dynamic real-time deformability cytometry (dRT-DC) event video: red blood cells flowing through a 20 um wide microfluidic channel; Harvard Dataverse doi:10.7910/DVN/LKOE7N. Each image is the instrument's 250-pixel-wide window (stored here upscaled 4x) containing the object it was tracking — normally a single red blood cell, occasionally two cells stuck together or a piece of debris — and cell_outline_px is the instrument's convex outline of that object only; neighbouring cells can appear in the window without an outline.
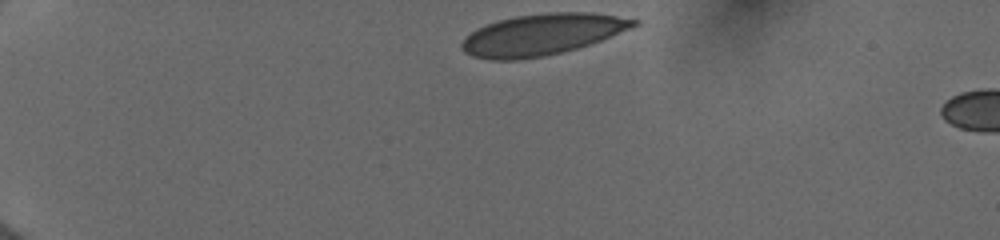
{"species": "human", "species_latin": "Homo sapiens", "temperature_condition": "cold", "stored_images_in_passage": 6, "camera_frame_rate_fps": 3000, "um_per_image_px": 0.085, "donor": {"sex": "female"}, "frame": {"image": 1, "passage_image": 1, "time_ms": 0.0, "image_size_px": [1000, 240], "cell_outline_px": [[640, 24], [632, 28], [600, 40], [576, 48], [544, 56], [520, 60], [492, 60], [472, 56], [464, 52], [460, 48], [460, 44], [464, 36], [476, 28], [500, 20], [516, 16], [548, 12], [592, 12], [640, 20]], "centroid_in_image_um": [46.04, 2.93], "position_along_channel_um": 39.0, "area_um2": 41.38}}